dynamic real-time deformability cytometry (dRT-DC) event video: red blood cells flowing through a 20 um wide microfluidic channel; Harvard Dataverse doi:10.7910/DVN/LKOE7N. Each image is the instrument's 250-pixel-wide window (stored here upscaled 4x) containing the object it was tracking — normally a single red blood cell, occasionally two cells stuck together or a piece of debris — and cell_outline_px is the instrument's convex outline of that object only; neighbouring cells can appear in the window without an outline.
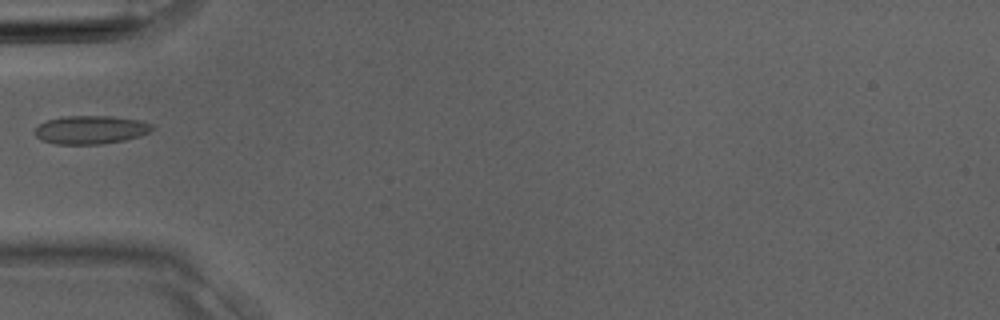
{"species": "Egyptian fruit bat (a non-hibernating species)", "species_latin": "Rousettus aegyptiacus", "temperature_condition": "room temperature", "stored_images_in_passage": 3, "camera_frame_rate_fps": 3000, "um_per_image_px": 0.085, "animal": {"sex": "male"}, "frame": {"image": 1, "passage_image": 3, "time_ms": 0.667, "image_size_px": [1000, 320], "cell_outline_px": [[156, 128], [140, 136], [124, 140], [100, 144], [56, 144], [40, 140], [36, 136], [36, 128], [40, 124], [48, 120], [64, 116], [112, 116], [140, 120], [152, 124]], "centroid_in_image_um": [7.74, 11.03], "position_along_channel_um": 77.3, "area_um2": 19.36}}